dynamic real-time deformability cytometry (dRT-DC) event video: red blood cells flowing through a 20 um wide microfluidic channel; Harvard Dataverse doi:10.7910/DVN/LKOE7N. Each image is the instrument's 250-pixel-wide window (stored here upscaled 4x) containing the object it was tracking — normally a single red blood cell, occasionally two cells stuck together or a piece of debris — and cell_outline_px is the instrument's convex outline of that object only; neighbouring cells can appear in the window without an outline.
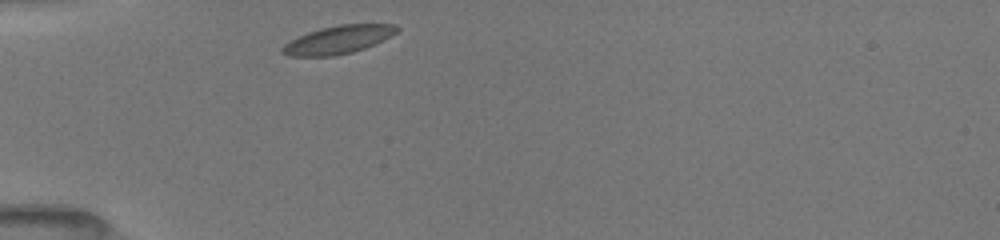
{"species": "common noctule bat (a hibernating species)", "species_latin": "Nyctalus noctula", "temperature_condition": "room temperature", "stored_images_in_passage": 4, "camera_frame_rate_fps": 3000, "um_per_image_px": 0.085, "animal": {"sex": "female", "body_mass_g": 19.5, "forearm_length_mm": 54.1}, "frame": {"image": 1, "passage_image": 1, "time_ms": 0.0, "image_size_px": [1000, 240], "cell_outline_px": [[400, 28], [396, 32], [364, 48], [352, 52], [332, 56], [288, 56], [280, 52], [280, 48], [284, 44], [308, 32], [320, 28], [340, 24], [396, 24]], "centroid_in_image_um": [28.7, 3.37], "position_along_channel_um": 56.3, "area_um2": 18.44}}